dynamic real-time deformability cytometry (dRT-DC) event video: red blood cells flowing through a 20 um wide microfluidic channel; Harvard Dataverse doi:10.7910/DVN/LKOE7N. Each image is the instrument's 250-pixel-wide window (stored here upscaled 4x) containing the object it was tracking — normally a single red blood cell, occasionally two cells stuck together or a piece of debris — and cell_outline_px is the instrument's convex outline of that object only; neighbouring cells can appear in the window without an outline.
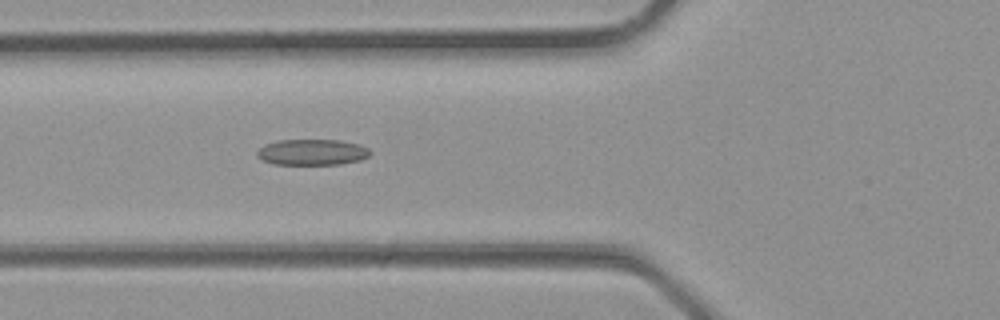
{"species": "common noctule bat (a hibernating species)", "species_latin": "Nyctalus noctula", "temperature_condition": "room temperature", "stored_images_in_passage": 30, "camera_frame_rate_fps": 3000, "um_per_image_px": 0.085, "animal": {"sex": "male", "body_mass_g": 23.1, "forearm_length_mm": 52.7}, "frame": {"image": 1, "passage_image": 10, "time_ms": 3.0, "image_size_px": [1000, 320], "cell_outline_px": [[372, 152], [368, 156], [360, 160], [340, 164], [272, 164], [256, 156], [256, 152], [264, 144], [276, 140], [340, 140], [360, 144], [368, 148]], "centroid_in_image_um": [26.53, 12.93], "position_along_channel_um": 99.3, "area_um2": 17.17}}
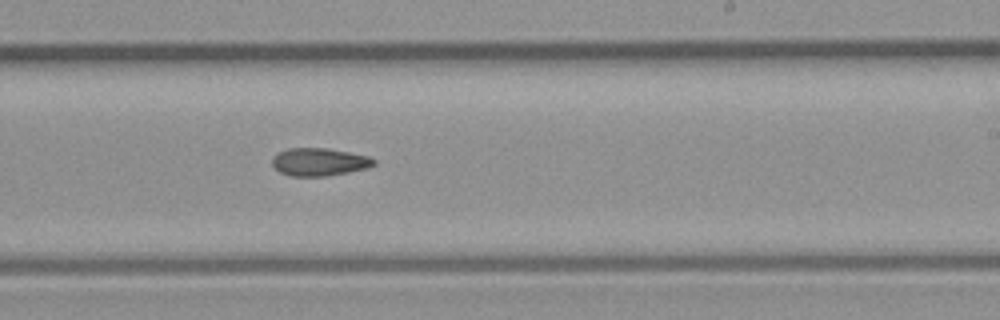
{"frame": {"image": 2, "passage_image": 18, "time_ms": 5.667, "image_size_px": [1000, 320], "cell_outline_px": [[376, 164], [368, 168], [328, 176], [292, 176], [280, 172], [272, 164], [272, 156], [276, 152], [288, 148], [328, 148], [368, 156], [376, 160]], "centroid_in_image_um": [27.13, 13.76], "position_along_channel_um": 261.9, "area_um2": 16.59}}
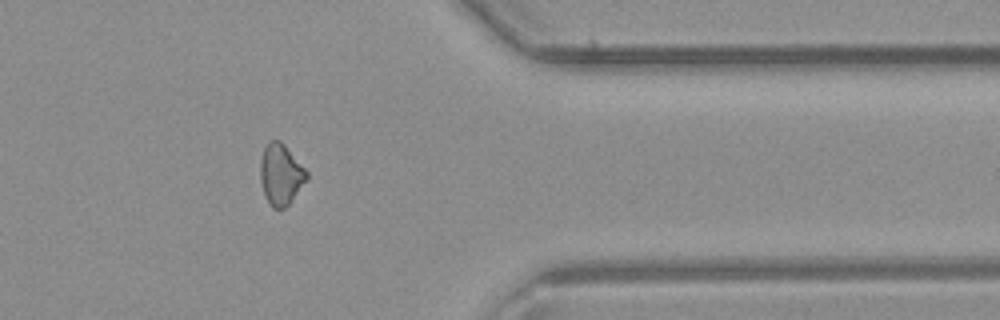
{"frame": {"image": 3, "passage_image": 25, "time_ms": 8.0, "image_size_px": [1000, 320], "cell_outline_px": [[308, 176], [288, 204], [284, 208], [272, 208], [264, 192], [260, 180], [260, 160], [264, 148], [268, 140], [280, 140], [284, 144], [308, 172]], "centroid_in_image_um": [23.84, 14.78], "position_along_channel_um": 387.6, "area_um2": 16.13}}